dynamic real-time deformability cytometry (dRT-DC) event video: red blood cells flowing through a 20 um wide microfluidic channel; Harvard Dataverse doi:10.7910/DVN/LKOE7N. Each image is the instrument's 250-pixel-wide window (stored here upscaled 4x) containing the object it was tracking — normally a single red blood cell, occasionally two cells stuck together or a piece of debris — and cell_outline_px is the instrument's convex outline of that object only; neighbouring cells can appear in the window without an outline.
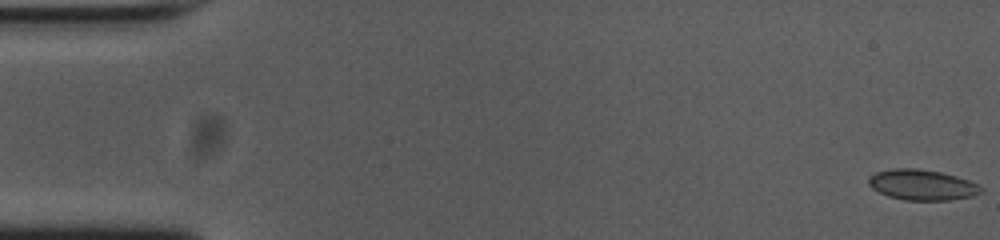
{"species": "common noctule bat (a hibernating species)", "species_latin": "Nyctalus noctula", "temperature_condition": "cold", "stored_images_in_passage": 49, "camera_frame_rate_fps": 3000, "um_per_image_px": 0.085, "animal": {"sex": "female", "body_mass_g": 23.0, "forearm_length_mm": 53.4}, "frame": {"image": 1, "passage_image": 1, "time_ms": 0.0, "image_size_px": [1000, 240], "cell_outline_px": [[984, 192], [972, 196], [948, 200], [904, 200], [888, 196], [872, 188], [868, 184], [868, 176], [876, 172], [892, 168], [916, 168], [940, 172], [956, 176], [980, 184], [984, 188]], "centroid_in_image_um": [78.4, 15.71], "position_along_channel_um": 6.6, "area_um2": 20.17}}
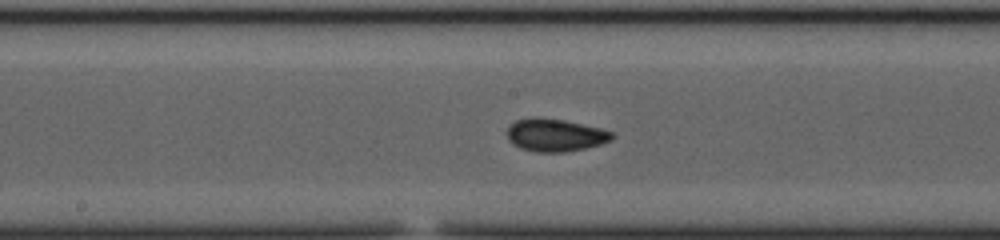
{"frame": {"image": 2, "passage_image": 28, "time_ms": 9.0, "image_size_px": [1000, 240], "cell_outline_px": [[616, 136], [612, 140], [600, 144], [584, 148], [564, 152], [536, 152], [520, 148], [512, 144], [508, 140], [508, 128], [516, 120], [536, 116], [540, 116], [564, 120], [600, 128], [616, 132]], "centroid_in_image_um": [47.21, 11.47], "position_along_channel_um": 201.0, "area_um2": 20.17}}
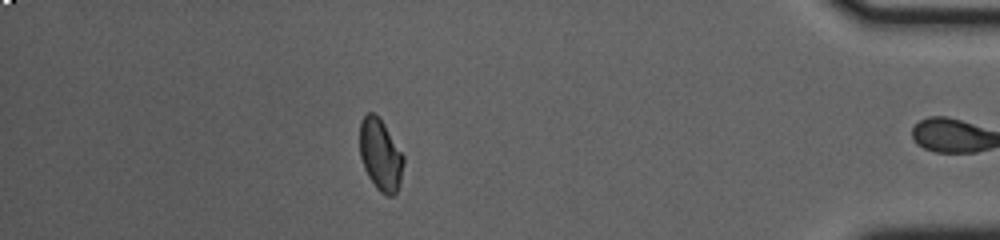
{"frame": {"image": 3, "passage_image": 48, "time_ms": 15.667, "image_size_px": [1000, 240], "cell_outline_px": [[404, 164], [400, 184], [396, 192], [392, 196], [388, 196], [380, 192], [376, 188], [368, 176], [364, 168], [360, 156], [360, 120], [368, 112], [372, 112], [384, 124], [404, 156]], "centroid_in_image_um": [32.34, 13.19], "position_along_channel_um": 402.9, "area_um2": 18.21}, "authors_computed_cell_mechanics": {"area_um2": 19.1896, "velocity_mm_per_s": 3.7343, "shape_relaxation_time_tau1_ms": 4.6456, "shape_relaxation_time_tau2_ms": 2.4456, "deformation_change_tau1": 0.0947, "deformation_change_tau2": 0.0427}}